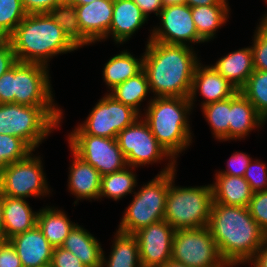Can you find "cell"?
I'll list each match as a JSON object with an SVG mask.
<instances>
[{
  "mask_svg": "<svg viewBox=\"0 0 267 267\" xmlns=\"http://www.w3.org/2000/svg\"><path fill=\"white\" fill-rule=\"evenodd\" d=\"M207 227L229 267L249 264L267 240L248 207L212 203Z\"/></svg>",
  "mask_w": 267,
  "mask_h": 267,
  "instance_id": "6da1fadb",
  "label": "cell"
},
{
  "mask_svg": "<svg viewBox=\"0 0 267 267\" xmlns=\"http://www.w3.org/2000/svg\"><path fill=\"white\" fill-rule=\"evenodd\" d=\"M193 47L150 40L143 53V71L155 97H189L196 66Z\"/></svg>",
  "mask_w": 267,
  "mask_h": 267,
  "instance_id": "7a4b0ae2",
  "label": "cell"
},
{
  "mask_svg": "<svg viewBox=\"0 0 267 267\" xmlns=\"http://www.w3.org/2000/svg\"><path fill=\"white\" fill-rule=\"evenodd\" d=\"M7 39L17 61L46 66L50 58L79 49L48 13L27 14Z\"/></svg>",
  "mask_w": 267,
  "mask_h": 267,
  "instance_id": "3957f363",
  "label": "cell"
},
{
  "mask_svg": "<svg viewBox=\"0 0 267 267\" xmlns=\"http://www.w3.org/2000/svg\"><path fill=\"white\" fill-rule=\"evenodd\" d=\"M148 102L141 117H144L159 144L176 161L178 154L192 143L188 116L193 109L189 98L153 97Z\"/></svg>",
  "mask_w": 267,
  "mask_h": 267,
  "instance_id": "277c9868",
  "label": "cell"
},
{
  "mask_svg": "<svg viewBox=\"0 0 267 267\" xmlns=\"http://www.w3.org/2000/svg\"><path fill=\"white\" fill-rule=\"evenodd\" d=\"M60 109L58 106L0 104V134L17 136L35 151L59 127L63 119Z\"/></svg>",
  "mask_w": 267,
  "mask_h": 267,
  "instance_id": "5b68a950",
  "label": "cell"
},
{
  "mask_svg": "<svg viewBox=\"0 0 267 267\" xmlns=\"http://www.w3.org/2000/svg\"><path fill=\"white\" fill-rule=\"evenodd\" d=\"M176 163L169 161L154 179L134 192L133 200L126 207L117 231L134 234L144 227L164 220L166 198Z\"/></svg>",
  "mask_w": 267,
  "mask_h": 267,
  "instance_id": "8992f818",
  "label": "cell"
},
{
  "mask_svg": "<svg viewBox=\"0 0 267 267\" xmlns=\"http://www.w3.org/2000/svg\"><path fill=\"white\" fill-rule=\"evenodd\" d=\"M176 171H172L164 220L175 230L206 227L213 202L211 184L197 187L175 186Z\"/></svg>",
  "mask_w": 267,
  "mask_h": 267,
  "instance_id": "52a82bcc",
  "label": "cell"
},
{
  "mask_svg": "<svg viewBox=\"0 0 267 267\" xmlns=\"http://www.w3.org/2000/svg\"><path fill=\"white\" fill-rule=\"evenodd\" d=\"M33 155L30 153L0 172V191L3 196L26 199L50 194L40 155Z\"/></svg>",
  "mask_w": 267,
  "mask_h": 267,
  "instance_id": "ba28073f",
  "label": "cell"
},
{
  "mask_svg": "<svg viewBox=\"0 0 267 267\" xmlns=\"http://www.w3.org/2000/svg\"><path fill=\"white\" fill-rule=\"evenodd\" d=\"M98 101L83 124L75 127L69 135H93L116 139L120 131L141 117L137 111L120 103L109 93Z\"/></svg>",
  "mask_w": 267,
  "mask_h": 267,
  "instance_id": "9c48e42d",
  "label": "cell"
},
{
  "mask_svg": "<svg viewBox=\"0 0 267 267\" xmlns=\"http://www.w3.org/2000/svg\"><path fill=\"white\" fill-rule=\"evenodd\" d=\"M171 259L190 267H229L207 226L175 230Z\"/></svg>",
  "mask_w": 267,
  "mask_h": 267,
  "instance_id": "30bf717a",
  "label": "cell"
},
{
  "mask_svg": "<svg viewBox=\"0 0 267 267\" xmlns=\"http://www.w3.org/2000/svg\"><path fill=\"white\" fill-rule=\"evenodd\" d=\"M116 140L128 166L136 168L152 165L165 157L168 161H175L159 144L143 117H139L133 124L120 131Z\"/></svg>",
  "mask_w": 267,
  "mask_h": 267,
  "instance_id": "8fae6325",
  "label": "cell"
},
{
  "mask_svg": "<svg viewBox=\"0 0 267 267\" xmlns=\"http://www.w3.org/2000/svg\"><path fill=\"white\" fill-rule=\"evenodd\" d=\"M68 144L77 156L92 165L101 176L127 167L126 158L115 138L68 135Z\"/></svg>",
  "mask_w": 267,
  "mask_h": 267,
  "instance_id": "7c38bea8",
  "label": "cell"
},
{
  "mask_svg": "<svg viewBox=\"0 0 267 267\" xmlns=\"http://www.w3.org/2000/svg\"><path fill=\"white\" fill-rule=\"evenodd\" d=\"M48 66L40 63L14 64L15 103L27 106H58L53 99Z\"/></svg>",
  "mask_w": 267,
  "mask_h": 267,
  "instance_id": "4fadbf2b",
  "label": "cell"
},
{
  "mask_svg": "<svg viewBox=\"0 0 267 267\" xmlns=\"http://www.w3.org/2000/svg\"><path fill=\"white\" fill-rule=\"evenodd\" d=\"M160 26L153 27L149 35L152 41L170 45L189 46L190 43L198 44L205 41L198 35L192 19L191 7L186 4L170 5L163 7L158 16Z\"/></svg>",
  "mask_w": 267,
  "mask_h": 267,
  "instance_id": "5bb4252c",
  "label": "cell"
},
{
  "mask_svg": "<svg viewBox=\"0 0 267 267\" xmlns=\"http://www.w3.org/2000/svg\"><path fill=\"white\" fill-rule=\"evenodd\" d=\"M138 242L142 267H158L171 260L175 229L165 220L133 234Z\"/></svg>",
  "mask_w": 267,
  "mask_h": 267,
  "instance_id": "9a60e30c",
  "label": "cell"
},
{
  "mask_svg": "<svg viewBox=\"0 0 267 267\" xmlns=\"http://www.w3.org/2000/svg\"><path fill=\"white\" fill-rule=\"evenodd\" d=\"M200 91V92H199ZM205 98L201 107L216 101L226 100L235 95L238 90L227 79L221 76L212 66H203L200 62L195 69L189 101L192 109L197 93Z\"/></svg>",
  "mask_w": 267,
  "mask_h": 267,
  "instance_id": "2e32d148",
  "label": "cell"
},
{
  "mask_svg": "<svg viewBox=\"0 0 267 267\" xmlns=\"http://www.w3.org/2000/svg\"><path fill=\"white\" fill-rule=\"evenodd\" d=\"M113 5L114 0H94L89 4L75 6L80 29L92 44L108 39Z\"/></svg>",
  "mask_w": 267,
  "mask_h": 267,
  "instance_id": "e0dca14e",
  "label": "cell"
},
{
  "mask_svg": "<svg viewBox=\"0 0 267 267\" xmlns=\"http://www.w3.org/2000/svg\"><path fill=\"white\" fill-rule=\"evenodd\" d=\"M8 241L16 250L22 267L51 265L54 247L37 225L31 230L13 236Z\"/></svg>",
  "mask_w": 267,
  "mask_h": 267,
  "instance_id": "ac0fdd59",
  "label": "cell"
},
{
  "mask_svg": "<svg viewBox=\"0 0 267 267\" xmlns=\"http://www.w3.org/2000/svg\"><path fill=\"white\" fill-rule=\"evenodd\" d=\"M148 20L134 0H114L108 38L112 35L116 44H123Z\"/></svg>",
  "mask_w": 267,
  "mask_h": 267,
  "instance_id": "d6986e66",
  "label": "cell"
},
{
  "mask_svg": "<svg viewBox=\"0 0 267 267\" xmlns=\"http://www.w3.org/2000/svg\"><path fill=\"white\" fill-rule=\"evenodd\" d=\"M265 123L253 104L240 91L230 97L229 140L245 138Z\"/></svg>",
  "mask_w": 267,
  "mask_h": 267,
  "instance_id": "ffe728a7",
  "label": "cell"
},
{
  "mask_svg": "<svg viewBox=\"0 0 267 267\" xmlns=\"http://www.w3.org/2000/svg\"><path fill=\"white\" fill-rule=\"evenodd\" d=\"M73 161L70 165L68 176V190L78 200H99L101 175L90 164L86 163L72 150Z\"/></svg>",
  "mask_w": 267,
  "mask_h": 267,
  "instance_id": "44dd1931",
  "label": "cell"
},
{
  "mask_svg": "<svg viewBox=\"0 0 267 267\" xmlns=\"http://www.w3.org/2000/svg\"><path fill=\"white\" fill-rule=\"evenodd\" d=\"M37 215L38 211H33L26 199L3 196L4 239L33 229Z\"/></svg>",
  "mask_w": 267,
  "mask_h": 267,
  "instance_id": "7402d4cb",
  "label": "cell"
},
{
  "mask_svg": "<svg viewBox=\"0 0 267 267\" xmlns=\"http://www.w3.org/2000/svg\"><path fill=\"white\" fill-rule=\"evenodd\" d=\"M211 66L239 91L255 70L251 46L232 51Z\"/></svg>",
  "mask_w": 267,
  "mask_h": 267,
  "instance_id": "603a6c76",
  "label": "cell"
},
{
  "mask_svg": "<svg viewBox=\"0 0 267 267\" xmlns=\"http://www.w3.org/2000/svg\"><path fill=\"white\" fill-rule=\"evenodd\" d=\"M215 180L212 203L248 207L254 192L244 177L215 174Z\"/></svg>",
  "mask_w": 267,
  "mask_h": 267,
  "instance_id": "cb8c5ba5",
  "label": "cell"
},
{
  "mask_svg": "<svg viewBox=\"0 0 267 267\" xmlns=\"http://www.w3.org/2000/svg\"><path fill=\"white\" fill-rule=\"evenodd\" d=\"M76 255L86 267H101L100 242L84 227L76 224L60 246Z\"/></svg>",
  "mask_w": 267,
  "mask_h": 267,
  "instance_id": "d4e9b609",
  "label": "cell"
},
{
  "mask_svg": "<svg viewBox=\"0 0 267 267\" xmlns=\"http://www.w3.org/2000/svg\"><path fill=\"white\" fill-rule=\"evenodd\" d=\"M76 224L61 209L46 206L38 211L37 226L54 248L62 245Z\"/></svg>",
  "mask_w": 267,
  "mask_h": 267,
  "instance_id": "484cf974",
  "label": "cell"
},
{
  "mask_svg": "<svg viewBox=\"0 0 267 267\" xmlns=\"http://www.w3.org/2000/svg\"><path fill=\"white\" fill-rule=\"evenodd\" d=\"M114 235L109 258L102 252L101 267H142L136 237L119 231Z\"/></svg>",
  "mask_w": 267,
  "mask_h": 267,
  "instance_id": "4316f807",
  "label": "cell"
},
{
  "mask_svg": "<svg viewBox=\"0 0 267 267\" xmlns=\"http://www.w3.org/2000/svg\"><path fill=\"white\" fill-rule=\"evenodd\" d=\"M143 70V56L135 58L127 50L111 57L103 68V80L110 91Z\"/></svg>",
  "mask_w": 267,
  "mask_h": 267,
  "instance_id": "83f0119b",
  "label": "cell"
},
{
  "mask_svg": "<svg viewBox=\"0 0 267 267\" xmlns=\"http://www.w3.org/2000/svg\"><path fill=\"white\" fill-rule=\"evenodd\" d=\"M230 6L206 5L191 8L198 35L205 41H211L216 36V31L228 21Z\"/></svg>",
  "mask_w": 267,
  "mask_h": 267,
  "instance_id": "f1b7e54d",
  "label": "cell"
},
{
  "mask_svg": "<svg viewBox=\"0 0 267 267\" xmlns=\"http://www.w3.org/2000/svg\"><path fill=\"white\" fill-rule=\"evenodd\" d=\"M108 92L117 101L131 107L141 115V102L146 100L147 94L150 93L146 73L142 70L136 76L129 78Z\"/></svg>",
  "mask_w": 267,
  "mask_h": 267,
  "instance_id": "f546056e",
  "label": "cell"
},
{
  "mask_svg": "<svg viewBox=\"0 0 267 267\" xmlns=\"http://www.w3.org/2000/svg\"><path fill=\"white\" fill-rule=\"evenodd\" d=\"M133 169L135 167L127 166L122 170L101 176L99 199L107 197L117 201L126 197L127 194H134L137 176Z\"/></svg>",
  "mask_w": 267,
  "mask_h": 267,
  "instance_id": "4dcf8cb0",
  "label": "cell"
},
{
  "mask_svg": "<svg viewBox=\"0 0 267 267\" xmlns=\"http://www.w3.org/2000/svg\"><path fill=\"white\" fill-rule=\"evenodd\" d=\"M48 14L78 48L92 44L80 29L76 7L68 0L57 4Z\"/></svg>",
  "mask_w": 267,
  "mask_h": 267,
  "instance_id": "1f68e13d",
  "label": "cell"
},
{
  "mask_svg": "<svg viewBox=\"0 0 267 267\" xmlns=\"http://www.w3.org/2000/svg\"><path fill=\"white\" fill-rule=\"evenodd\" d=\"M205 120L210 125L213 137L219 141L229 140L230 98L207 104L202 108Z\"/></svg>",
  "mask_w": 267,
  "mask_h": 267,
  "instance_id": "d6a6232c",
  "label": "cell"
},
{
  "mask_svg": "<svg viewBox=\"0 0 267 267\" xmlns=\"http://www.w3.org/2000/svg\"><path fill=\"white\" fill-rule=\"evenodd\" d=\"M267 121V71L254 70L246 84L239 90Z\"/></svg>",
  "mask_w": 267,
  "mask_h": 267,
  "instance_id": "836d02e7",
  "label": "cell"
},
{
  "mask_svg": "<svg viewBox=\"0 0 267 267\" xmlns=\"http://www.w3.org/2000/svg\"><path fill=\"white\" fill-rule=\"evenodd\" d=\"M32 152L35 151L21 138L0 134V172L7 165L26 158Z\"/></svg>",
  "mask_w": 267,
  "mask_h": 267,
  "instance_id": "e575fe53",
  "label": "cell"
},
{
  "mask_svg": "<svg viewBox=\"0 0 267 267\" xmlns=\"http://www.w3.org/2000/svg\"><path fill=\"white\" fill-rule=\"evenodd\" d=\"M26 15L21 0H0V39H7Z\"/></svg>",
  "mask_w": 267,
  "mask_h": 267,
  "instance_id": "d590c367",
  "label": "cell"
},
{
  "mask_svg": "<svg viewBox=\"0 0 267 267\" xmlns=\"http://www.w3.org/2000/svg\"><path fill=\"white\" fill-rule=\"evenodd\" d=\"M251 46L255 70L267 71V16L256 27Z\"/></svg>",
  "mask_w": 267,
  "mask_h": 267,
  "instance_id": "8d00e7d4",
  "label": "cell"
},
{
  "mask_svg": "<svg viewBox=\"0 0 267 267\" xmlns=\"http://www.w3.org/2000/svg\"><path fill=\"white\" fill-rule=\"evenodd\" d=\"M258 159L251 160L246 168L244 179L249 183L253 192L267 190V166Z\"/></svg>",
  "mask_w": 267,
  "mask_h": 267,
  "instance_id": "74e56055",
  "label": "cell"
},
{
  "mask_svg": "<svg viewBox=\"0 0 267 267\" xmlns=\"http://www.w3.org/2000/svg\"><path fill=\"white\" fill-rule=\"evenodd\" d=\"M248 209L252 218L267 234V190L254 192Z\"/></svg>",
  "mask_w": 267,
  "mask_h": 267,
  "instance_id": "f35d334b",
  "label": "cell"
},
{
  "mask_svg": "<svg viewBox=\"0 0 267 267\" xmlns=\"http://www.w3.org/2000/svg\"><path fill=\"white\" fill-rule=\"evenodd\" d=\"M251 160L252 158L248 154L236 151L228 160L227 169L220 170L216 174L244 177Z\"/></svg>",
  "mask_w": 267,
  "mask_h": 267,
  "instance_id": "ab89813d",
  "label": "cell"
},
{
  "mask_svg": "<svg viewBox=\"0 0 267 267\" xmlns=\"http://www.w3.org/2000/svg\"><path fill=\"white\" fill-rule=\"evenodd\" d=\"M51 265L53 267H86L76 255L62 247L53 249Z\"/></svg>",
  "mask_w": 267,
  "mask_h": 267,
  "instance_id": "60d3db41",
  "label": "cell"
},
{
  "mask_svg": "<svg viewBox=\"0 0 267 267\" xmlns=\"http://www.w3.org/2000/svg\"><path fill=\"white\" fill-rule=\"evenodd\" d=\"M15 103L14 65L0 77V104Z\"/></svg>",
  "mask_w": 267,
  "mask_h": 267,
  "instance_id": "b9f144b4",
  "label": "cell"
},
{
  "mask_svg": "<svg viewBox=\"0 0 267 267\" xmlns=\"http://www.w3.org/2000/svg\"><path fill=\"white\" fill-rule=\"evenodd\" d=\"M63 1L65 0H21V3L27 14H40L48 13Z\"/></svg>",
  "mask_w": 267,
  "mask_h": 267,
  "instance_id": "7bdbcfd3",
  "label": "cell"
},
{
  "mask_svg": "<svg viewBox=\"0 0 267 267\" xmlns=\"http://www.w3.org/2000/svg\"><path fill=\"white\" fill-rule=\"evenodd\" d=\"M17 62L8 39H0V77Z\"/></svg>",
  "mask_w": 267,
  "mask_h": 267,
  "instance_id": "ee69618b",
  "label": "cell"
},
{
  "mask_svg": "<svg viewBox=\"0 0 267 267\" xmlns=\"http://www.w3.org/2000/svg\"><path fill=\"white\" fill-rule=\"evenodd\" d=\"M0 267H22L16 250L8 240L0 246Z\"/></svg>",
  "mask_w": 267,
  "mask_h": 267,
  "instance_id": "f6af8a7d",
  "label": "cell"
},
{
  "mask_svg": "<svg viewBox=\"0 0 267 267\" xmlns=\"http://www.w3.org/2000/svg\"><path fill=\"white\" fill-rule=\"evenodd\" d=\"M134 2L140 7L147 19L151 13L158 17L163 8L161 0H134Z\"/></svg>",
  "mask_w": 267,
  "mask_h": 267,
  "instance_id": "bcb514c9",
  "label": "cell"
},
{
  "mask_svg": "<svg viewBox=\"0 0 267 267\" xmlns=\"http://www.w3.org/2000/svg\"><path fill=\"white\" fill-rule=\"evenodd\" d=\"M249 263L253 267H267V240Z\"/></svg>",
  "mask_w": 267,
  "mask_h": 267,
  "instance_id": "7dc6e473",
  "label": "cell"
},
{
  "mask_svg": "<svg viewBox=\"0 0 267 267\" xmlns=\"http://www.w3.org/2000/svg\"><path fill=\"white\" fill-rule=\"evenodd\" d=\"M228 3V0H185V4L191 8L206 5H228Z\"/></svg>",
  "mask_w": 267,
  "mask_h": 267,
  "instance_id": "c3c4849f",
  "label": "cell"
},
{
  "mask_svg": "<svg viewBox=\"0 0 267 267\" xmlns=\"http://www.w3.org/2000/svg\"><path fill=\"white\" fill-rule=\"evenodd\" d=\"M0 234L4 236L3 195L0 191Z\"/></svg>",
  "mask_w": 267,
  "mask_h": 267,
  "instance_id": "681fc988",
  "label": "cell"
},
{
  "mask_svg": "<svg viewBox=\"0 0 267 267\" xmlns=\"http://www.w3.org/2000/svg\"><path fill=\"white\" fill-rule=\"evenodd\" d=\"M162 6L185 4V0H161Z\"/></svg>",
  "mask_w": 267,
  "mask_h": 267,
  "instance_id": "f907efd6",
  "label": "cell"
},
{
  "mask_svg": "<svg viewBox=\"0 0 267 267\" xmlns=\"http://www.w3.org/2000/svg\"><path fill=\"white\" fill-rule=\"evenodd\" d=\"M158 267H190V266H186L183 263H180V262H177V261H174L173 259H171L170 261H168L164 265H161Z\"/></svg>",
  "mask_w": 267,
  "mask_h": 267,
  "instance_id": "816d5d0a",
  "label": "cell"
},
{
  "mask_svg": "<svg viewBox=\"0 0 267 267\" xmlns=\"http://www.w3.org/2000/svg\"><path fill=\"white\" fill-rule=\"evenodd\" d=\"M68 1L72 3L74 6H77V5L89 4L94 0H68Z\"/></svg>",
  "mask_w": 267,
  "mask_h": 267,
  "instance_id": "f5cc1de1",
  "label": "cell"
},
{
  "mask_svg": "<svg viewBox=\"0 0 267 267\" xmlns=\"http://www.w3.org/2000/svg\"><path fill=\"white\" fill-rule=\"evenodd\" d=\"M5 239L2 234H0V246L4 243Z\"/></svg>",
  "mask_w": 267,
  "mask_h": 267,
  "instance_id": "db71d44e",
  "label": "cell"
}]
</instances>
